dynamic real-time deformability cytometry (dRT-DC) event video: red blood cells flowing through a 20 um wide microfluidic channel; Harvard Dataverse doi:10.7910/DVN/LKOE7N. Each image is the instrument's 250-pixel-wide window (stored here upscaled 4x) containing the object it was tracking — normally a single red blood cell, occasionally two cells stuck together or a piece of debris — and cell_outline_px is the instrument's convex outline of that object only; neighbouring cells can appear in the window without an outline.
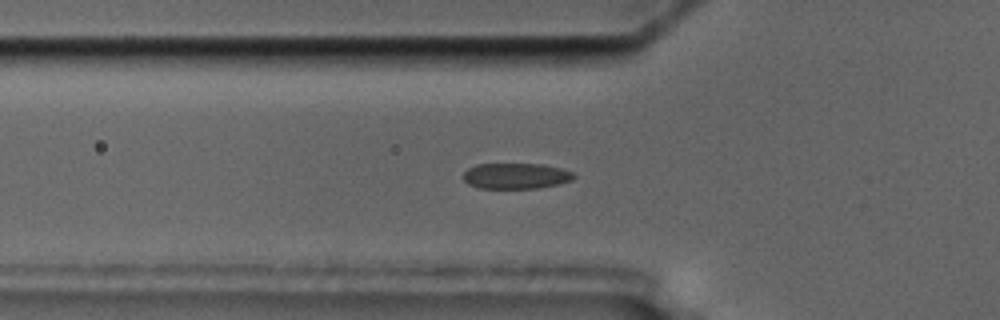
{"species": "common noctule bat (a hibernating species)", "species_latin": "Nyctalus noctula", "temperature_condition": "cold", "stored_images_in_passage": 45, "camera_frame_rate_fps": 3000, "um_per_image_px": 0.085, "animal": {"sex": "male", "body_mass_g": 17.5, "forearm_length_mm": 52.3}, "frame": {"image": 1, "passage_image": 7, "time_ms": 2.0, "image_size_px": [1000, 320], "cell_outline_px": [[576, 176], [572, 180], [556, 184], [536, 188], [480, 188], [468, 184], [460, 176], [468, 168], [476, 164], [540, 164], [560, 168], [572, 172]], "centroid_in_image_um": [43.8, 14.95], "position_along_channel_um": 82.0, "area_um2": 16.53}}
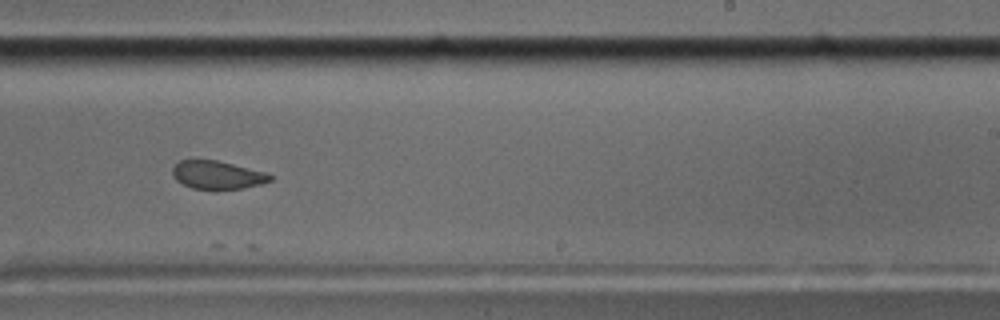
{"frame": {"image": 2, "passage_image": 23, "time_ms": 7.333, "image_size_px": [1000, 320], "cell_outline_px": [[272, 180], [260, 184], [244, 188], [192, 188], [176, 180], [172, 176], [172, 168], [180, 160], [216, 160], [268, 172], [272, 176]], "centroid_in_image_um": [18.49, 14.85], "position_along_channel_um": 270.5, "area_um2": 15.84}}
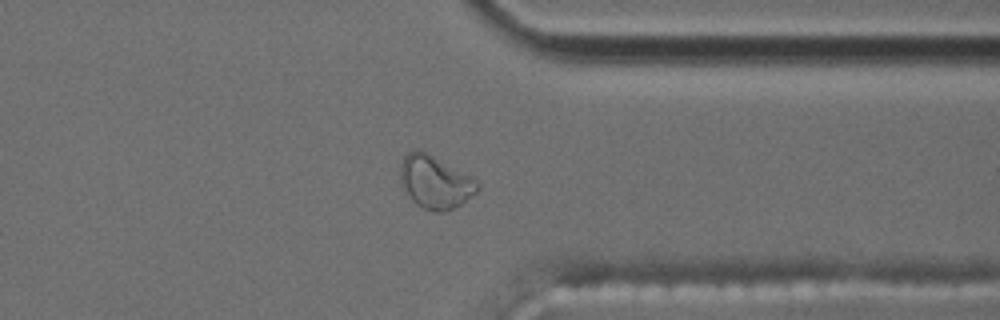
{"frame": {"image": 3, "passage_image": 32, "time_ms": 10.333, "image_size_px": [1000, 320], "cell_outline_px": [[480, 188], [476, 192], [460, 204], [444, 212], [432, 212], [416, 204], [404, 192], [400, 184], [400, 164], [404, 156], [408, 152], [416, 148], [428, 152], [476, 180], [480, 184]], "centroid_in_image_um": [36.93, 15.46], "position_along_channel_um": 374.5, "area_um2": 23.87}}